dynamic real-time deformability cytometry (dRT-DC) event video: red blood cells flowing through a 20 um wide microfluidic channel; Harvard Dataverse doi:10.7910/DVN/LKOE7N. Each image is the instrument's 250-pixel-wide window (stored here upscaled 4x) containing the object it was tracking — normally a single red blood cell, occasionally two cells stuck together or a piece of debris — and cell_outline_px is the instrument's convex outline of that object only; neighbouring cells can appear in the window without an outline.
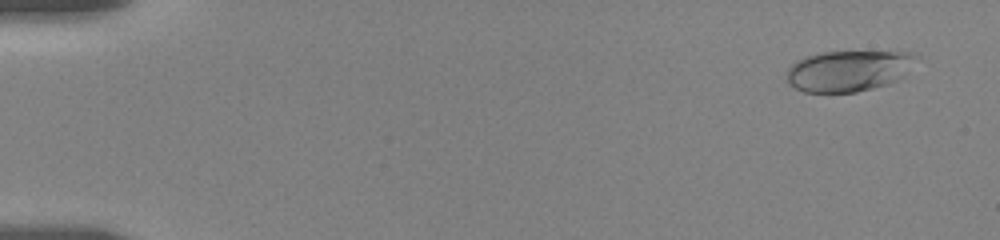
{"species": "human", "species_latin": "Homo sapiens", "temperature_condition": "room temperature", "stored_images_in_passage": 40, "camera_frame_rate_fps": 3000, "um_per_image_px": 0.085, "donor": {"sex": "female"}, "frame": {"image": 1, "passage_image": 4, "time_ms": 1.0, "image_size_px": [1000, 240], "cell_outline_px": [[920, 56], [896, 80], [888, 84], [856, 92], [804, 92], [788, 84], [788, 68], [796, 60], [808, 56], [824, 52], [908, 52]], "centroid_in_image_um": [72.09, 6.02], "position_along_channel_um": 12.9, "area_um2": 30.4}}
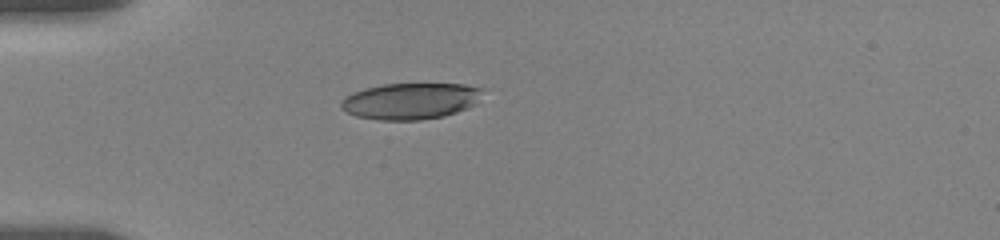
{"frame": {"image": 2, "passage_image": 32, "time_ms": 5.333, "image_size_px": [1000, 240], "cell_outline_px": [[484, 88], [476, 104], [468, 108], [444, 116], [420, 120], [380, 120], [356, 116], [340, 108], [340, 100], [344, 96], [352, 92], [364, 88], [384, 84], [464, 84]], "centroid_in_image_um": [34.87, 8.58], "position_along_channel_um": 50.1, "area_um2": 30.17}}
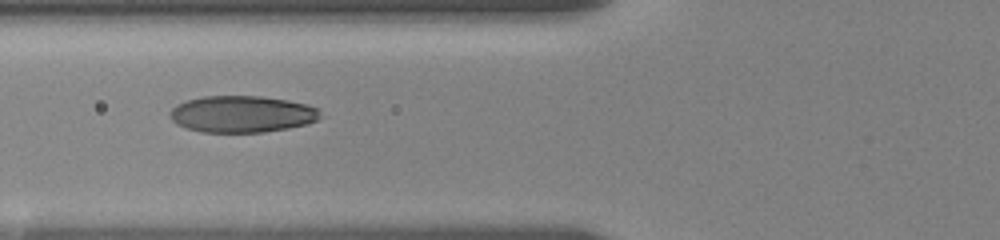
{"frame": {"image": 3, "passage_image": 39, "time_ms": 7.333, "image_size_px": [1000, 240], "cell_outline_px": [[320, 116], [316, 120], [308, 124], [288, 128], [264, 132], [200, 132], [184, 128], [176, 124], [168, 116], [168, 112], [176, 104], [188, 100], [204, 96], [260, 96], [288, 100], [304, 104], [316, 108], [320, 112]], "centroid_in_image_um": [20.51, 9.7], "position_along_channel_um": 105.3, "area_um2": 32.25}}